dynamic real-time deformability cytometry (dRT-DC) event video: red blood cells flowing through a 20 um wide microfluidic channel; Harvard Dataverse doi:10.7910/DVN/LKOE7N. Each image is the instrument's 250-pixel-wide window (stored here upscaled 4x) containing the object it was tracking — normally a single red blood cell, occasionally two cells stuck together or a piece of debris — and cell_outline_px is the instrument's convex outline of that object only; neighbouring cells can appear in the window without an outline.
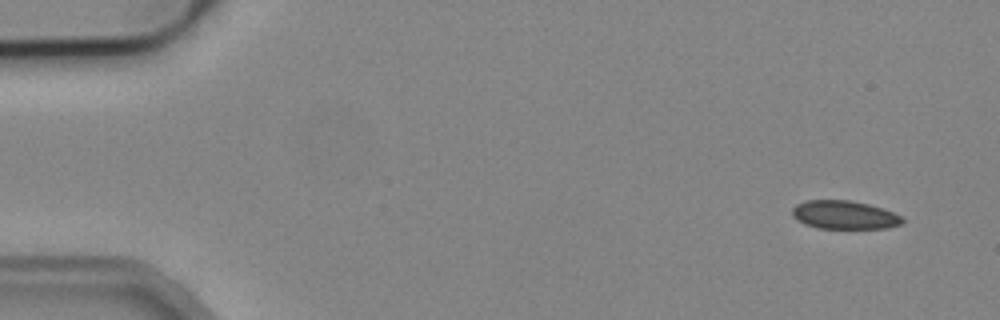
{"species": "common noctule bat (a hibernating species)", "species_latin": "Nyctalus noctula", "temperature_condition": "cold", "stored_images_in_passage": 2, "camera_frame_rate_fps": 3000, "um_per_image_px": 0.085, "animal": {"sex": "male", "body_mass_g": 19.2, "forearm_length_mm": 51.8}, "frame": {"image": 1, "passage_image": 1, "time_ms": 0.0, "image_size_px": [1000, 320], "cell_outline_px": [[904, 224], [888, 228], [820, 228], [804, 224], [792, 216], [792, 208], [796, 204], [808, 200], [848, 200], [868, 204], [884, 208], [900, 216], [904, 220]], "centroid_in_image_um": [71.78, 18.26], "position_along_channel_um": 13.2, "area_um2": 18.26}}